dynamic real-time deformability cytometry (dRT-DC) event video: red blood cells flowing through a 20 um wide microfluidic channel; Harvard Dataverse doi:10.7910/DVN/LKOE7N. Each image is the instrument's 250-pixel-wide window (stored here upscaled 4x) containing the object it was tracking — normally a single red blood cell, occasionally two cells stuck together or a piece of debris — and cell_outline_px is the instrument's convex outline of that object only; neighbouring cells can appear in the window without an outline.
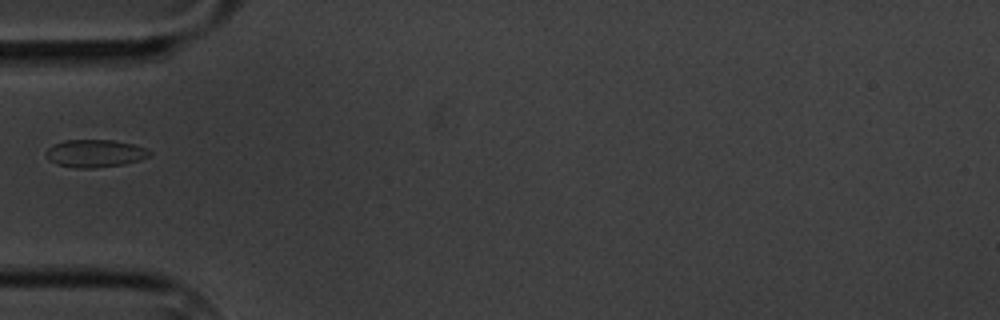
{"species": "common noctule bat (a hibernating species)", "species_latin": "Nyctalus noctula", "temperature_condition": "cold", "stored_images_in_passage": 5, "camera_frame_rate_fps": 3000, "um_per_image_px": 0.085, "animal": {"sex": "male", "body_mass_g": 20.1, "forearm_length_mm": 53.5}, "frame": {"image": 1, "passage_image": 5, "time_ms": 5.333, "image_size_px": [1000, 320], "cell_outline_px": [[152, 152], [148, 156], [140, 160], [124, 164], [92, 168], [76, 168], [56, 164], [48, 160], [44, 156], [44, 152], [52, 144], [64, 140], [112, 140], [132, 144], [144, 148]], "centroid_in_image_um": [8.0, 13.04], "position_along_channel_um": 77.0, "area_um2": 16.76}}